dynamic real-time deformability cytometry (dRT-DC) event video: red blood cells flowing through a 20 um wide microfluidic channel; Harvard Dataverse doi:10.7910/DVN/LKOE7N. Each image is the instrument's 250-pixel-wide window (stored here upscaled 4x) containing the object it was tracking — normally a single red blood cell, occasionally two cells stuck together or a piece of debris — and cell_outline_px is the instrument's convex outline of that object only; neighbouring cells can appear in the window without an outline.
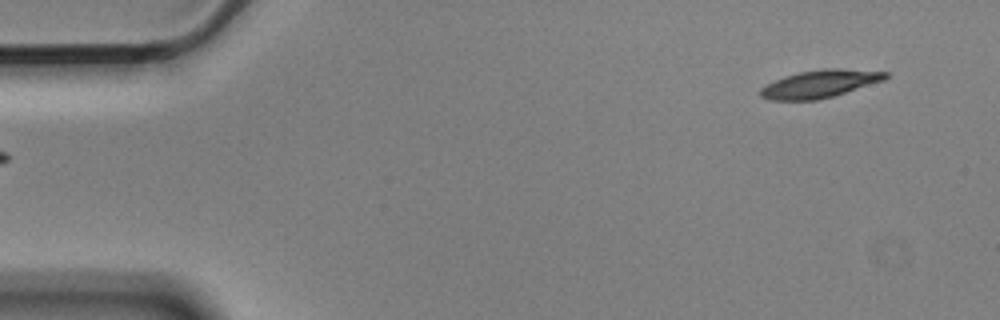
{"species": "Egyptian fruit bat (a non-hibernating species)", "species_latin": "Rousettus aegyptiacus", "temperature_condition": "cold", "stored_images_in_passage": 5, "segment_of_instrument_passage": [2, 2], "camera_frame_rate_fps": 3000, "um_per_image_px": 0.085, "animal": {"sex": "male"}, "frame": {"image": 1, "passage_image": 5, "time_ms": 1.333, "image_size_px": [1000, 320], "cell_outline_px": [[888, 76], [884, 80], [832, 96], [816, 100], [772, 100], [760, 96], [760, 88], [784, 76], [800, 72], [824, 68], [840, 68], [888, 72]], "centroid_in_image_um": [69.68, 7.12], "position_along_channel_um": 15.3, "area_um2": 19.88}}